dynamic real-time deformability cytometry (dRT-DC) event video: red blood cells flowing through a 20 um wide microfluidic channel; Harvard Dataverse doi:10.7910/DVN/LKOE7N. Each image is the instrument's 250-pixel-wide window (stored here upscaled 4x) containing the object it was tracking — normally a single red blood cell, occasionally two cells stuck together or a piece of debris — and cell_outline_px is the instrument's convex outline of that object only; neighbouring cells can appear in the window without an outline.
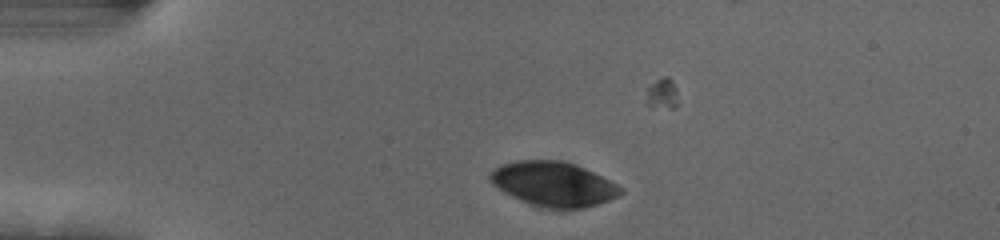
{"species": "human", "species_latin": "Homo sapiens", "temperature_condition": "cold", "stored_images_in_passage": 35, "camera_frame_rate_fps": 3000, "um_per_image_px": 0.085, "donor": {"sex": "female"}, "frame": {"image": 1, "passage_image": 4, "time_ms": 1.0, "image_size_px": [1000, 240], "cell_outline_px": [[624, 192], [608, 200], [584, 208], [540, 208], [520, 200], [504, 192], [488, 176], [500, 164], [516, 160], [564, 160], [576, 164], [624, 188]], "centroid_in_image_um": [47.06, 15.63], "position_along_channel_um": 37.9, "area_um2": 33.52}}
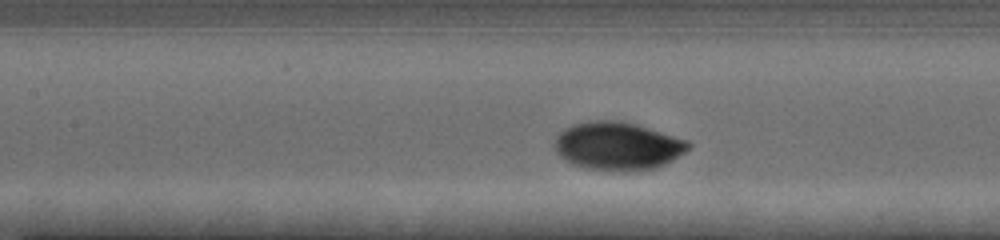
{"frame": {"image": 2, "passage_image": 17, "time_ms": 5.333, "image_size_px": [1000, 240], "cell_outline_px": [[692, 144], [684, 152], [672, 160], [664, 164], [652, 168], [628, 172], [588, 168], [576, 164], [560, 156], [556, 152], [556, 136], [564, 128], [572, 124], [588, 120], [620, 120], [636, 124], [688, 140]], "centroid_in_image_um": [52.51, 12.39], "position_along_channel_um": 154.9, "area_um2": 37.22}}
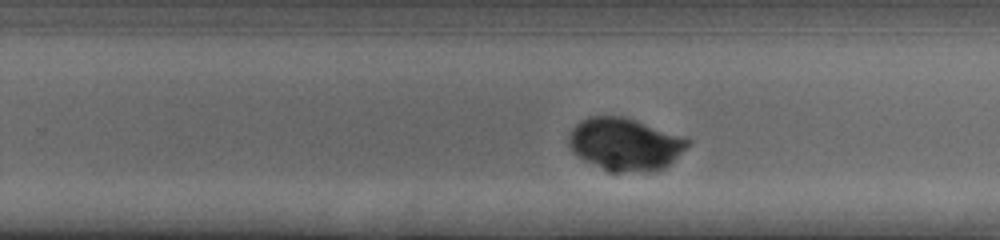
{"frame": {"image": 3, "passage_image": 27, "time_ms": 8.667, "image_size_px": [1000, 240], "cell_outline_px": [[692, 140], [664, 168], [656, 172], [616, 176], [612, 176], [604, 172], [584, 160], [572, 152], [568, 144], [568, 136], [572, 128], [580, 120], [588, 116], [624, 116]], "centroid_in_image_um": [53.05, 12.33], "position_along_channel_um": 276.8, "area_um2": 37.34}}